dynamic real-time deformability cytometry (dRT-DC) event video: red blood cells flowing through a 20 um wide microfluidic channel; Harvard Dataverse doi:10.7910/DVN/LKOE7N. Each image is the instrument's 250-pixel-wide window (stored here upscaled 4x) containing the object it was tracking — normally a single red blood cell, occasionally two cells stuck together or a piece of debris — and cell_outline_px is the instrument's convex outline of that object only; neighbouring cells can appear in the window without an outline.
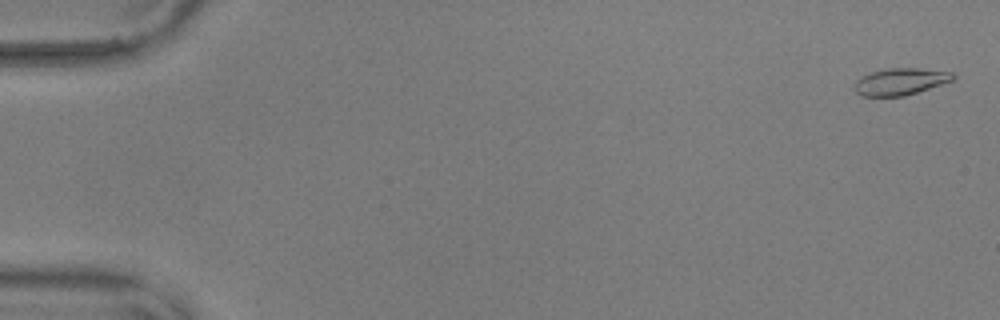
{"species": "common noctule bat (a hibernating species)", "species_latin": "Nyctalus noctula", "temperature_condition": "warm", "stored_images_in_passage": 53, "camera_frame_rate_fps": 3000, "um_per_image_px": 0.085, "animal": {"sex": "male", "body_mass_g": 17.9, "forearm_length_mm": 54.2}, "frame": {"image": 1, "passage_image": 2, "time_ms": 0.333, "image_size_px": [1000, 320], "cell_outline_px": [[956, 76], [952, 80], [904, 96], [860, 96], [852, 88], [856, 80], [872, 72], [884, 68], [920, 68], [952, 72]], "centroid_in_image_um": [76.49, 6.93], "position_along_channel_um": 8.5, "area_um2": 15.32}}
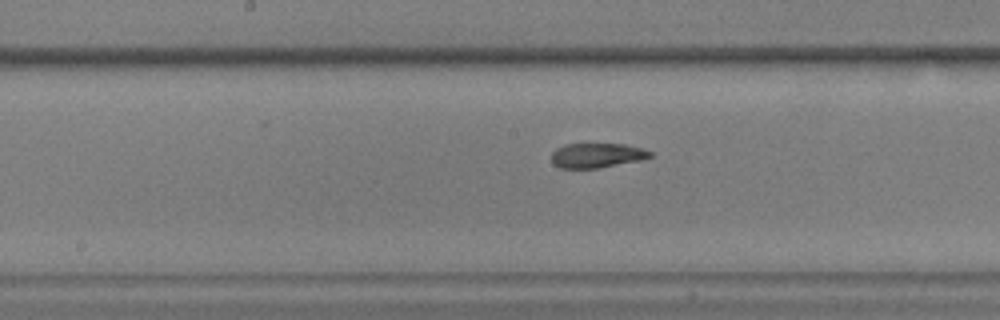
{"frame": {"image": 2, "passage_image": 30, "time_ms": 9.667, "image_size_px": [1000, 320], "cell_outline_px": [[652, 156], [640, 160], [596, 168], [560, 168], [552, 164], [552, 152], [556, 148], [564, 144], [624, 144], [640, 148], [652, 152]], "centroid_in_image_um": [50.69, 13.2], "position_along_channel_um": 197.5, "area_um2": 14.05}}
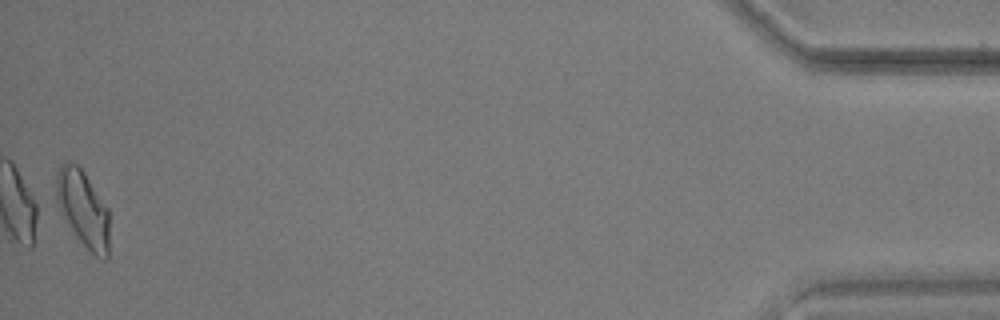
{"frame": {"image": 3, "passage_image": 53, "time_ms": 17.333, "image_size_px": [1000, 320], "cell_outline_px": [[108, 256], [104, 260], [96, 256], [72, 236], [60, 212], [56, 200], [56, 172], [60, 164], [64, 160], [68, 160], [76, 164], [84, 172], [108, 208]], "centroid_in_image_um": [7.01, 17.74], "position_along_channel_um": 428.2, "area_um2": 24.22}, "authors_computed_cell_mechanics": {"area_um2": 15.4326, "velocity_mm_per_s": 3.6422, "shape_relaxation_time_tau1_ms": null, "shape_relaxation_time_tau2_ms": 2.0248, "deformation_change_tau1": null, "deformation_change_tau2": 0.0869}}